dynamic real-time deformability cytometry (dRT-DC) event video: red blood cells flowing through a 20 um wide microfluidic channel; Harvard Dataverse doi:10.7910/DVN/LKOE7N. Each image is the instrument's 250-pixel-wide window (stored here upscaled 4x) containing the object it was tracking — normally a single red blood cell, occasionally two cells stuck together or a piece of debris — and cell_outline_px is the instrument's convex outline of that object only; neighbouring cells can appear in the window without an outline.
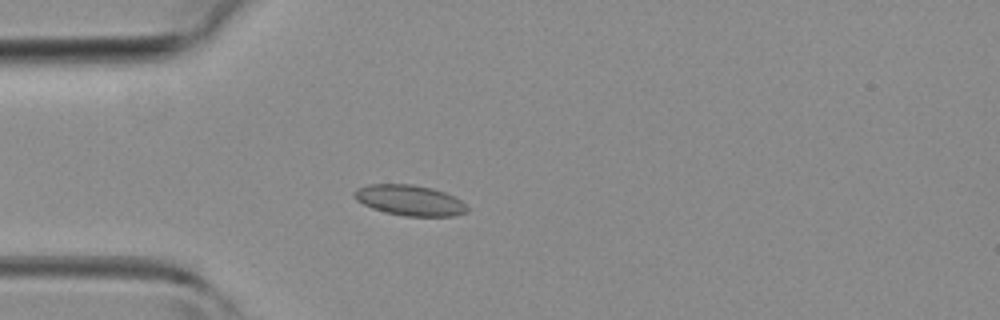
{"species": "common noctule bat (a hibernating species)", "species_latin": "Nyctalus noctula", "temperature_condition": "room temperature", "stored_images_in_passage": 37, "camera_frame_rate_fps": 3000, "um_per_image_px": 0.085, "animal": {"sex": "female", "body_mass_g": 19.3, "forearm_length_mm": 54.1}, "frame": {"image": 1, "passage_image": 9, "time_ms": 2.667, "image_size_px": [1000, 320], "cell_outline_px": [[468, 212], [452, 216], [404, 216], [384, 212], [372, 208], [356, 200], [352, 196], [352, 192], [356, 188], [368, 184], [412, 184], [432, 188], [444, 192], [460, 200], [468, 208]], "centroid_in_image_um": [34.77, 17.02], "position_along_channel_um": 50.2, "area_um2": 20.17}}
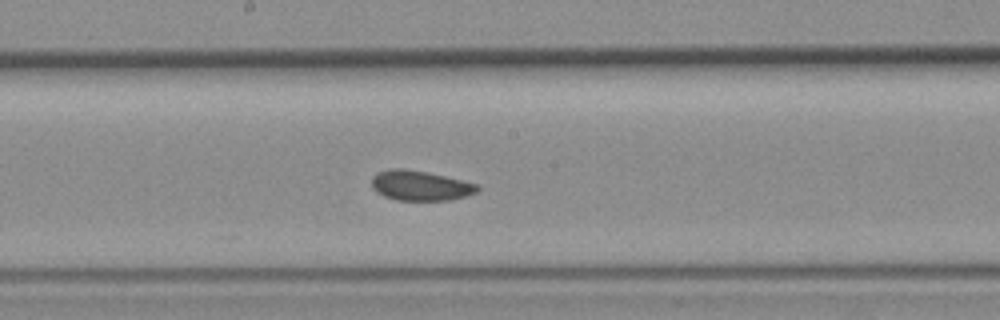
{"frame": {"image": 2, "passage_image": 20, "time_ms": 6.333, "image_size_px": [1000, 320], "cell_outline_px": [[480, 188], [476, 192], [452, 200], [396, 200], [384, 196], [376, 192], [372, 188], [372, 176], [376, 172], [388, 168], [404, 168], [444, 176], [480, 184]], "centroid_in_image_um": [35.69, 15.77], "position_along_channel_um": 212.5, "area_um2": 18.55}}
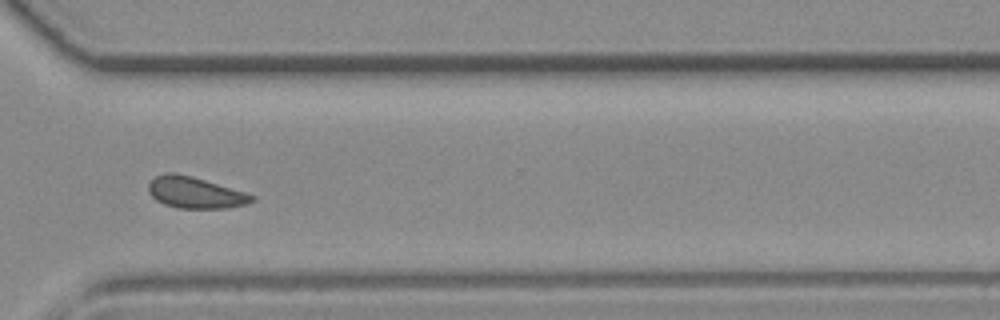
{"frame": {"image": 3, "passage_image": 29, "time_ms": 9.333, "image_size_px": [1000, 320], "cell_outline_px": [[256, 200], [244, 204], [228, 208], [176, 208], [164, 204], [156, 200], [148, 192], [148, 184], [156, 176], [164, 172], [176, 172], [192, 176], [244, 192], [256, 196]], "centroid_in_image_um": [16.56, 16.36], "position_along_channel_um": 354.0, "area_um2": 18.9}}